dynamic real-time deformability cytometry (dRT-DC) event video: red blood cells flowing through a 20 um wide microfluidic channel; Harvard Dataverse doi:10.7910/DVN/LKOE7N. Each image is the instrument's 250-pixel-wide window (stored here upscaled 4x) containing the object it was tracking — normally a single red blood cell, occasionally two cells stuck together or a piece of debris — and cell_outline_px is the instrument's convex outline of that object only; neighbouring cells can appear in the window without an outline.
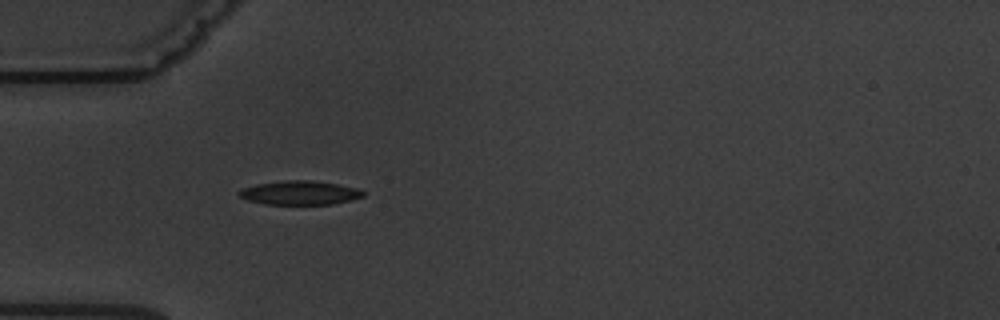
{"species": "common noctule bat (a hibernating species)", "species_latin": "Nyctalus noctula", "temperature_condition": "warm", "stored_images_in_passage": 5, "camera_frame_rate_fps": 3000, "um_per_image_px": 0.085, "animal": {"sex": "male", "body_mass_g": 19.5, "forearm_length_mm": 54.6}, "frame": {"image": 1, "passage_image": 4, "time_ms": 3.667, "image_size_px": [1000, 320], "cell_outline_px": [[364, 196], [352, 200], [332, 204], [264, 204], [248, 200], [240, 196], [236, 192], [240, 188], [256, 184], [284, 180], [312, 180], [336, 184], [356, 188], [364, 192]], "centroid_in_image_um": [25.44, 16.38], "position_along_channel_um": 59.6, "area_um2": 17.34}}